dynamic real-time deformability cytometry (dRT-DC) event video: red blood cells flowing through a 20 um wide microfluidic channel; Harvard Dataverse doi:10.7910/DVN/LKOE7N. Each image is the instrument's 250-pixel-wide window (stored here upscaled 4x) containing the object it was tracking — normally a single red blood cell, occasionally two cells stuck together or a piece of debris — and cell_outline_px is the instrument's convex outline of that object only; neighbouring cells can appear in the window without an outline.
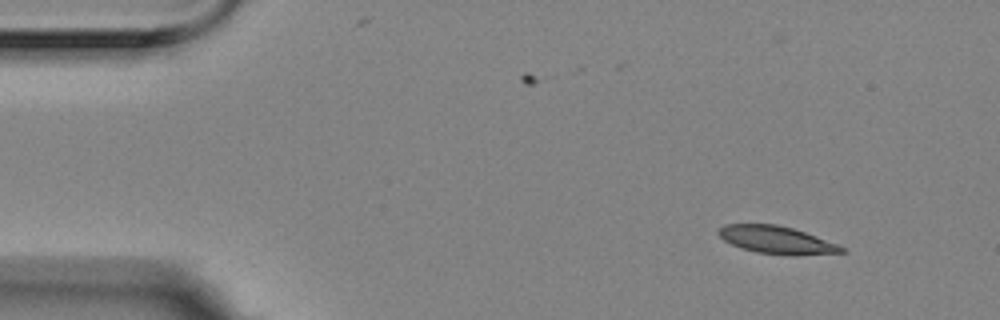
{"species": "Egyptian fruit bat (a non-hibernating species)", "species_latin": "Rousettus aegyptiacus", "temperature_condition": "room temperature", "stored_images_in_passage": 5, "camera_frame_rate_fps": 3000, "um_per_image_px": 0.085, "animal": {"sex": "female"}, "frame": {"image": 1, "passage_image": 1, "time_ms": 0.0, "image_size_px": [1000, 320], "cell_outline_px": [[848, 252], [796, 256], [792, 256], [756, 252], [740, 248], [724, 240], [716, 232], [724, 224], [776, 224], [792, 228], [804, 232], [836, 244], [844, 248]], "centroid_in_image_um": [66.0, 20.41], "position_along_channel_um": 19.0, "area_um2": 19.77}}
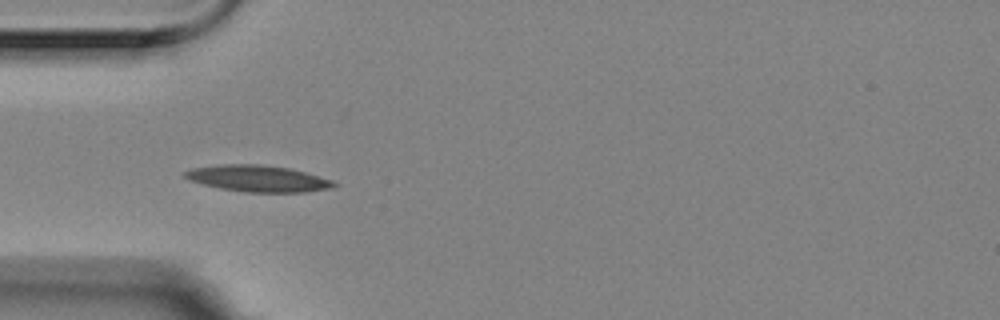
{"frame": {"image": 2, "passage_image": 4, "time_ms": 1.0, "image_size_px": [1000, 320], "cell_outline_px": [[340, 184], [332, 188], [304, 192], [244, 192], [220, 188], [204, 184], [192, 180], [184, 176], [184, 172], [192, 168], [220, 164], [260, 164], [288, 168], [304, 172], [332, 180]], "centroid_in_image_um": [21.95, 15.17], "position_along_channel_um": 63.0, "area_um2": 22.77}}
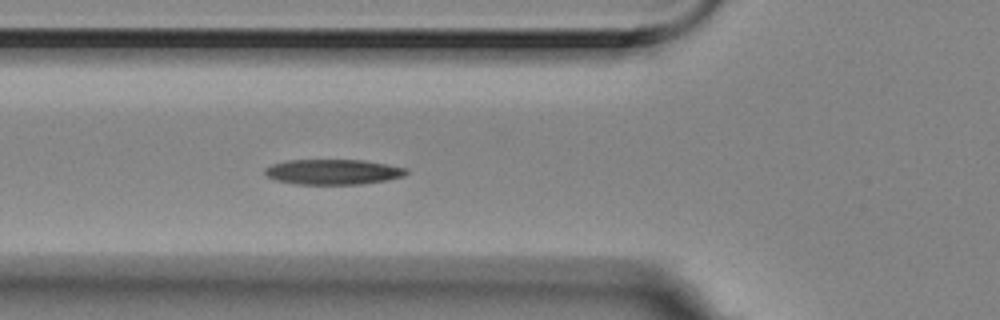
{"frame": {"image": 3, "passage_image": 5, "time_ms": 1.333, "image_size_px": [1000, 320], "cell_outline_px": [[408, 172], [404, 176], [388, 180], [360, 184], [296, 184], [276, 180], [268, 176], [264, 172], [264, 168], [272, 164], [288, 160], [364, 160], [408, 168]], "centroid_in_image_um": [28.33, 14.61], "position_along_channel_um": 97.5, "area_um2": 20.81}}